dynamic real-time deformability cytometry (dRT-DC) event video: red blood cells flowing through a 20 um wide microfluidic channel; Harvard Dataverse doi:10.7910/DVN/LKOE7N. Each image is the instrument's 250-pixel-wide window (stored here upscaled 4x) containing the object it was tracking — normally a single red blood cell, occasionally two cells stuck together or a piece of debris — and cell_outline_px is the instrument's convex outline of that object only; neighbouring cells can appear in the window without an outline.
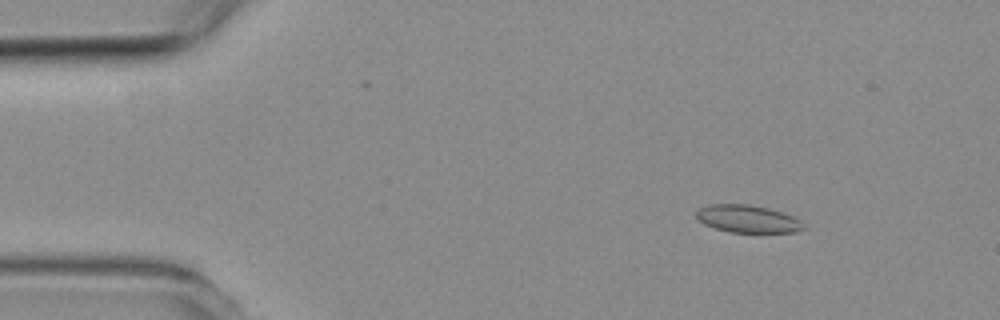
{"species": "common noctule bat (a hibernating species)", "species_latin": "Nyctalus noctula", "temperature_condition": "room temperature", "stored_images_in_passage": 4, "camera_frame_rate_fps": 3000, "um_per_image_px": 0.085, "animal": {"sex": "female", "body_mass_g": 19.3, "forearm_length_mm": 54.1}, "frame": {"image": 1, "passage_image": 1, "time_ms": 0.0, "image_size_px": [1000, 320], "cell_outline_px": [[808, 228], [796, 232], [732, 232], [716, 228], [704, 224], [696, 216], [696, 212], [700, 208], [708, 204], [748, 204], [768, 208], [792, 216], [800, 220]], "centroid_in_image_um": [63.58, 18.6], "position_along_channel_um": 21.4, "area_um2": 17.11}}
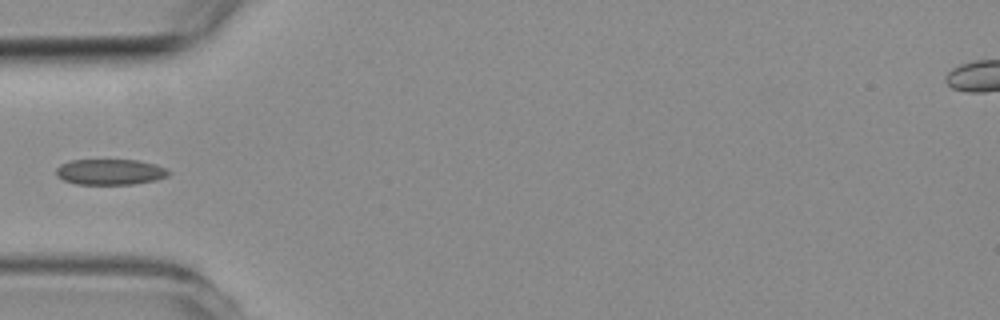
{"frame": {"image": 2, "passage_image": 4, "time_ms": 3.333, "image_size_px": [1000, 320], "cell_outline_px": [[172, 172], [168, 176], [156, 180], [132, 184], [76, 184], [64, 180], [56, 176], [56, 168], [60, 164], [72, 160], [136, 160], [156, 164]], "centroid_in_image_um": [9.36, 14.61], "position_along_channel_um": 75.6, "area_um2": 16.88}}